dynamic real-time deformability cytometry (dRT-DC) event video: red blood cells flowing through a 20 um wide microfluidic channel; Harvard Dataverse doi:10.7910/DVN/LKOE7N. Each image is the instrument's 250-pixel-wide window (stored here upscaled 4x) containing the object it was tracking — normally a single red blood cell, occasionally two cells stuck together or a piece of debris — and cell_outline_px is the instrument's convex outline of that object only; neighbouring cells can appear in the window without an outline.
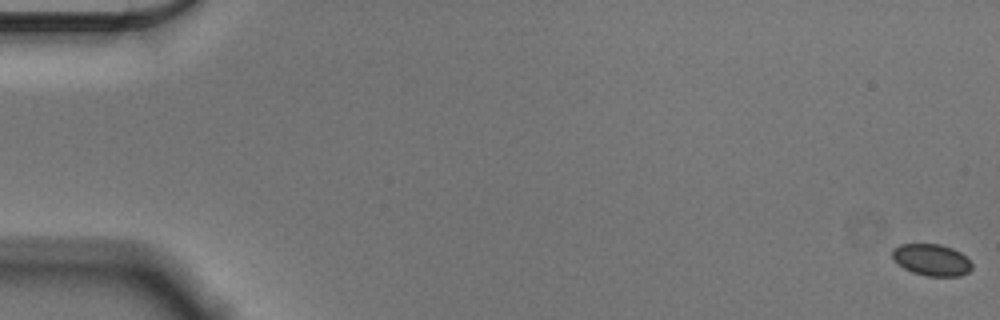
{"species": "Egyptian fruit bat (a non-hibernating species)", "species_latin": "Rousettus aegyptiacus", "temperature_condition": "cold", "stored_images_in_passage": 58, "camera_frame_rate_fps": 3000, "um_per_image_px": 0.085, "animal": {"sex": "male"}, "frame": {"image": 1, "passage_image": 1, "time_ms": 0.0, "image_size_px": [1000, 320], "cell_outline_px": [[972, 268], [968, 272], [960, 276], [928, 276], [912, 272], [896, 264], [892, 260], [892, 248], [900, 244], [940, 244], [952, 248], [960, 252], [972, 264]], "centroid_in_image_um": [79.14, 22.08], "position_along_channel_um": 5.9, "area_um2": 14.8}}
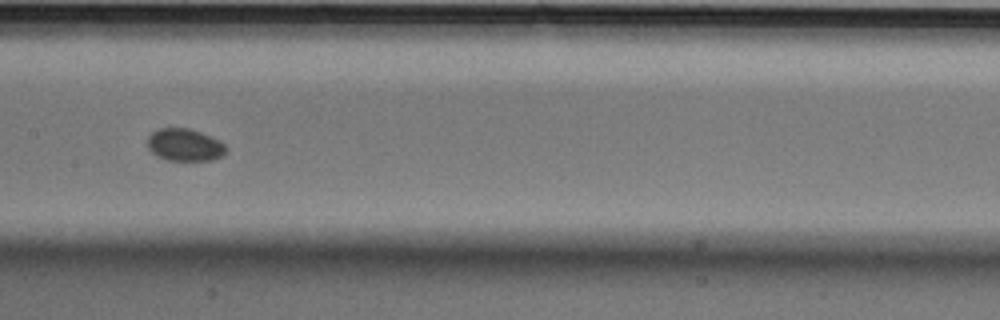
{"frame": {"image": 2, "passage_image": 30, "time_ms": 9.667, "image_size_px": [1000, 320], "cell_outline_px": [[228, 148], [224, 156], [212, 160], [168, 160], [156, 156], [148, 148], [148, 136], [152, 132], [160, 128], [188, 128], [200, 132], [220, 140]], "centroid_in_image_um": [15.73, 12.32], "position_along_channel_um": 191.7, "area_um2": 14.91}}
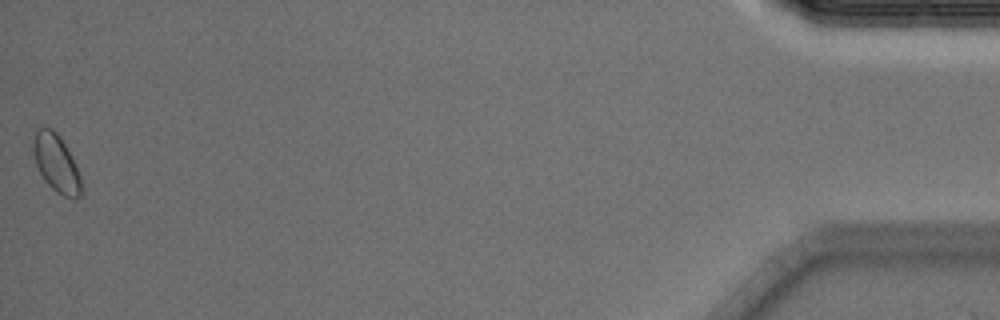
{"frame": {"image": 3, "passage_image": 58, "time_ms": 19.0, "image_size_px": [1000, 320], "cell_outline_px": [[80, 196], [76, 200], [64, 196], [56, 192], [44, 180], [36, 164], [32, 148], [32, 144], [36, 128], [52, 128], [60, 136], [80, 176]], "centroid_in_image_um": [4.74, 13.87], "position_along_channel_um": 430.5, "area_um2": 15.78}}